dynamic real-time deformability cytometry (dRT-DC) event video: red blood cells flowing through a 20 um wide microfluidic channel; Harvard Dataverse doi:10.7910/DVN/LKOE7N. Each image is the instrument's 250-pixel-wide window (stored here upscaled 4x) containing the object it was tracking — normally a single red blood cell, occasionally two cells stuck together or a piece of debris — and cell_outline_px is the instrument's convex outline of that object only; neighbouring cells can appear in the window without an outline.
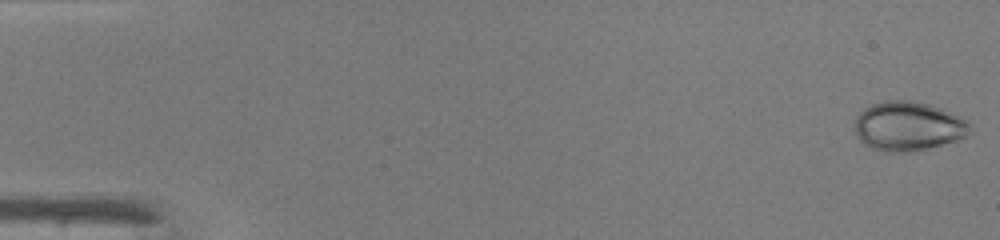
{"species": "common noctule bat (a hibernating species)", "species_latin": "Nyctalus noctula", "temperature_condition": "warm", "stored_images_in_passage": 47, "camera_frame_rate_fps": 3000, "um_per_image_px": 0.085, "animal": {"sex": "male", "body_mass_g": 19.0, "forearm_length_mm": 50.8}, "frame": {"image": 1, "passage_image": 1, "time_ms": 0.0, "image_size_px": [1000, 240], "cell_outline_px": [[972, 132], [968, 136], [956, 140], [908, 152], [888, 152], [872, 148], [864, 144], [856, 136], [852, 128], [856, 116], [864, 108], [872, 104], [884, 100], [912, 100], [928, 104], [940, 108], [960, 116], [968, 120], [972, 128]], "centroid_in_image_um": [77.17, 10.71], "position_along_channel_um": 7.8, "area_um2": 33.35}}
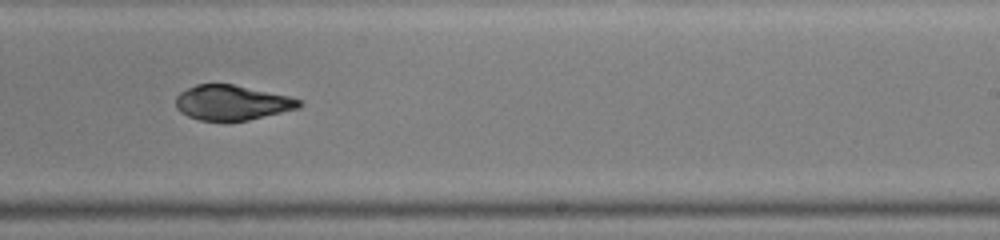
{"frame": {"image": 2, "passage_image": 30, "time_ms": 9.667, "image_size_px": [1000, 240], "cell_outline_px": [[304, 104], [300, 108], [248, 120], [200, 120], [188, 116], [180, 112], [176, 108], [176, 96], [180, 92], [196, 84], [232, 84], [288, 96], [300, 100]], "centroid_in_image_um": [19.71, 8.72], "position_along_channel_um": 269.3, "area_um2": 24.91}}
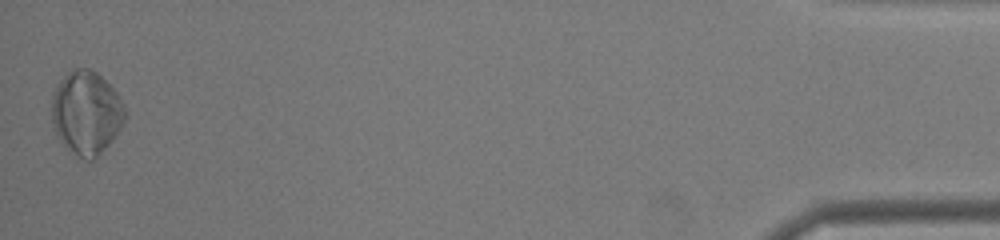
{"frame": {"image": 3, "passage_image": 47, "time_ms": 15.333, "image_size_px": [1000, 240], "cell_outline_px": [[124, 120], [120, 128], [112, 140], [92, 160], [84, 160], [68, 148], [56, 136], [52, 124], [52, 96], [60, 80], [68, 72], [76, 68], [88, 68], [96, 72], [120, 96], [124, 104]], "centroid_in_image_um": [7.32, 9.57], "position_along_channel_um": 427.9, "area_um2": 35.2}, "authors_computed_cell_mechanics": {"area_um2": 26.7614, "velocity_mm_per_s": 4.3146, "shape_relaxation_time_tau1_ms": 4.3417, "shape_relaxation_time_tau2_ms": 2.5128, "deformation_change_tau1": 0.1631, "deformation_change_tau2": 0.0835}}